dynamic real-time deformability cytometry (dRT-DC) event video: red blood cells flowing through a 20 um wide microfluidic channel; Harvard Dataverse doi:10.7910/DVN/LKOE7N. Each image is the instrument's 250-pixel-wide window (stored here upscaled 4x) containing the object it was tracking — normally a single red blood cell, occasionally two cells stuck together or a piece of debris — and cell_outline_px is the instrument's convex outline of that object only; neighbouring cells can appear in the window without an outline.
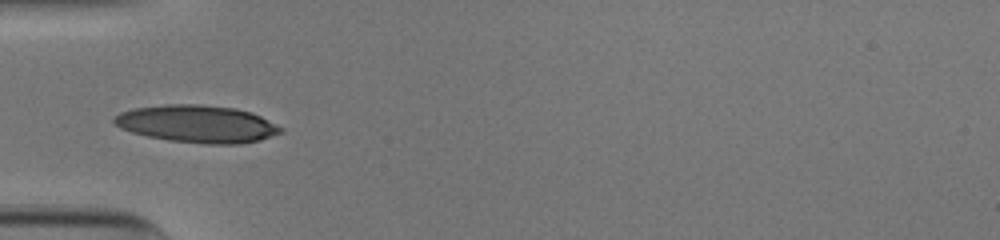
{"species": "human", "species_latin": "Homo sapiens", "temperature_condition": "cold", "stored_images_in_passage": 35, "camera_frame_rate_fps": 3000, "um_per_image_px": 0.085, "donor": {"sex": "male"}, "frame": {"image": 1, "passage_image": 1, "time_ms": 0.0, "image_size_px": [1000, 240], "cell_outline_px": [[284, 132], [260, 140], [240, 144], [204, 144], [168, 140], [148, 136], [132, 132], [120, 128], [112, 120], [112, 116], [120, 112], [132, 108], [164, 104], [200, 104], [236, 108], [252, 112], [284, 128]], "centroid_in_image_um": [16.76, 10.52], "position_along_channel_um": 68.2, "area_um2": 36.65}}
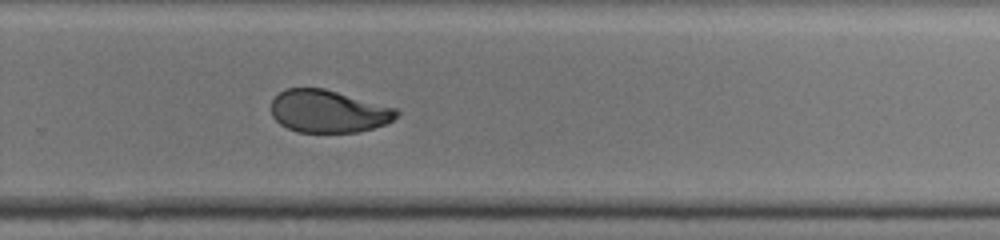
{"frame": {"image": 2, "passage_image": 19, "time_ms": 6.0, "image_size_px": [1000, 240], "cell_outline_px": [[400, 112], [392, 120], [384, 124], [360, 132], [296, 132], [280, 124], [272, 116], [272, 100], [284, 88], [324, 88], [396, 108]], "centroid_in_image_um": [27.89, 9.46], "position_along_channel_um": 301.9, "area_um2": 30.98}}
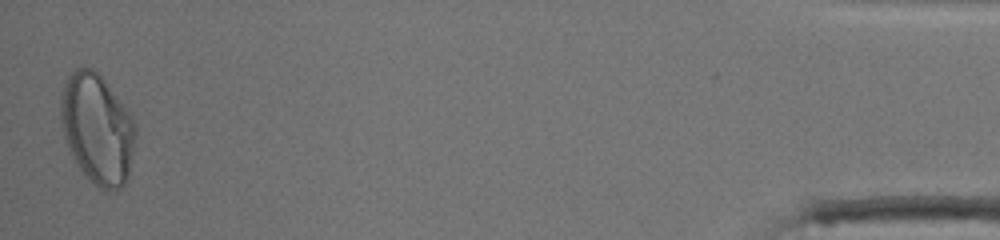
{"frame": {"image": 3, "passage_image": 35, "time_ms": 11.333, "image_size_px": [1000, 240], "cell_outline_px": [[136, 132], [128, 176], [124, 184], [120, 188], [112, 192], [104, 192], [80, 168], [64, 136], [60, 120], [60, 96], [64, 84], [68, 76], [76, 68], [92, 68], [104, 80], [132, 116], [136, 124]], "centroid_in_image_um": [8.27, 10.94], "position_along_channel_um": 426.9, "area_um2": 47.4}, "authors_computed_cell_mechanics": {"area_um2": 33.524, "velocity_mm_per_s": 3.9101, "shape_relaxation_time_tau1_ms": 5.2333, "shape_relaxation_time_tau2_ms": 1.6066, "deformation_change_tau1": 0.179, "deformation_change_tau2": 0.0586}}